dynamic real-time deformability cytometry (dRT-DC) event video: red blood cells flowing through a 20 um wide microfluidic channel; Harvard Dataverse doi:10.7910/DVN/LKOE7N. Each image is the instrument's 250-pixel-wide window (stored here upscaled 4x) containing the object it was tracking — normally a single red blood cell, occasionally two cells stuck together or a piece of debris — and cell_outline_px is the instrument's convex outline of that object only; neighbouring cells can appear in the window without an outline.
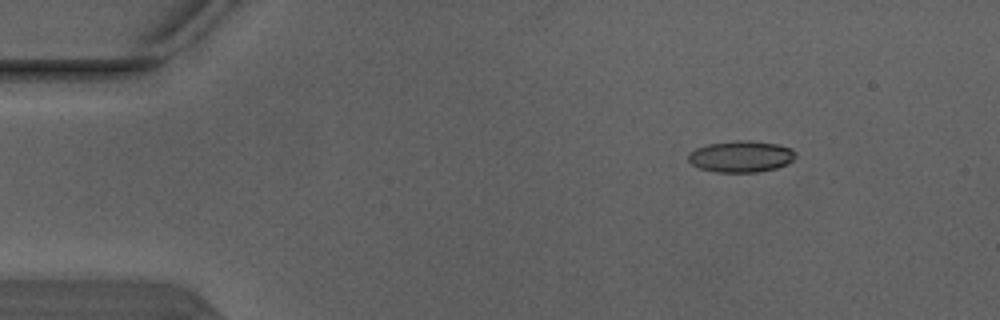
{"species": "Egyptian fruit bat (a non-hibernating species)", "species_latin": "Rousettus aegyptiacus", "temperature_condition": "warm", "stored_images_in_passage": 3, "camera_frame_rate_fps": 3000, "um_per_image_px": 0.085, "animal": {"sex": "male"}, "frame": {"image": 1, "passage_image": 1, "time_ms": 0.0, "image_size_px": [1000, 320], "cell_outline_px": [[796, 156], [792, 160], [776, 168], [756, 172], [716, 172], [700, 168], [692, 164], [688, 160], [688, 152], [696, 148], [708, 144], [736, 140], [752, 140], [776, 144], [792, 148], [796, 152]], "centroid_in_image_um": [62.97, 13.29], "position_along_channel_um": 22.0, "area_um2": 19.65}}